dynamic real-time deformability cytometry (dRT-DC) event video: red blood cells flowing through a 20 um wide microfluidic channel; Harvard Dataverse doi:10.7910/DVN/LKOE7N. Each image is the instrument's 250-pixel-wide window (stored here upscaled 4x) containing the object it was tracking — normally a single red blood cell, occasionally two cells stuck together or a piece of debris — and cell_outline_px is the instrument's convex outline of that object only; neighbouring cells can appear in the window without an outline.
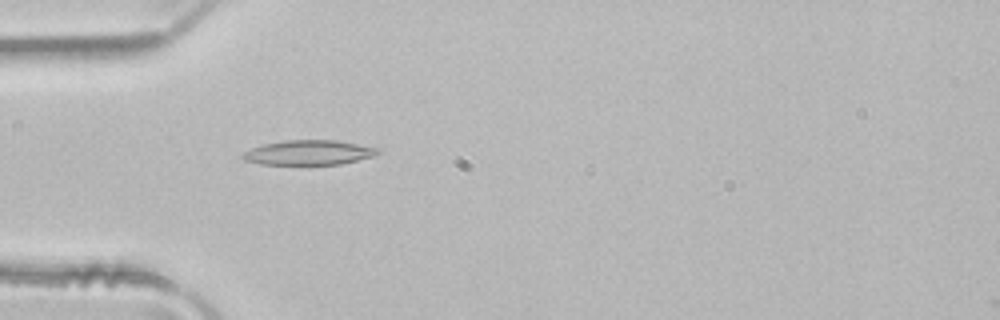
{"species": "common noctule bat (a hibernating species)", "species_latin": "Nyctalus noctula", "temperature_condition": "room temperature", "stored_images_in_passage": 3, "camera_frame_rate_fps": 3000, "um_per_image_px": 0.085, "animal": {"sex": "male", "body_mass_g": 21.5, "forearm_length_mm": 52.0}, "frame": {"image": 1, "passage_image": 3, "time_ms": 0.667, "image_size_px": [1000, 320], "cell_outline_px": [[384, 148], [380, 152], [372, 156], [340, 164], [260, 164], [244, 160], [240, 156], [244, 152], [260, 144], [284, 140], [336, 140]], "centroid_in_image_um": [26.25, 12.95], "position_along_channel_um": 58.7, "area_um2": 19.59}}